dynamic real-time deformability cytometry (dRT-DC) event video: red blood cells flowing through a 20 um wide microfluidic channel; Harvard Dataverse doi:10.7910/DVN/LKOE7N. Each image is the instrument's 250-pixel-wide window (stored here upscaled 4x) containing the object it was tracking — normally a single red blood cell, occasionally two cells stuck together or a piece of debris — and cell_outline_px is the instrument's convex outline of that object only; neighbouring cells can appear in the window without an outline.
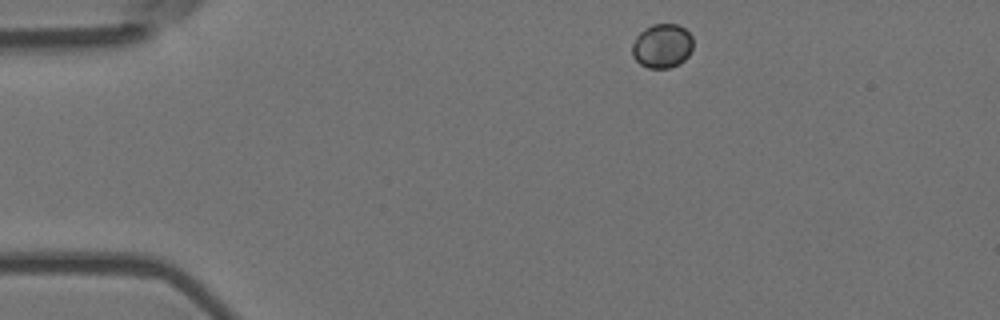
{"species": "Egyptian fruit bat (a non-hibernating species)", "species_latin": "Rousettus aegyptiacus", "temperature_condition": "room temperature", "stored_images_in_passage": 2, "camera_frame_rate_fps": 3000, "um_per_image_px": 0.085, "animal": {"sex": "female"}, "frame": {"image": 1, "passage_image": 1, "time_ms": 0.0, "image_size_px": [1000, 320], "cell_outline_px": [[692, 48], [688, 56], [680, 64], [668, 68], [648, 68], [640, 64], [632, 56], [632, 44], [636, 36], [644, 28], [652, 24], [676, 24], [684, 28], [692, 36]], "centroid_in_image_um": [56.27, 3.9], "position_along_channel_um": 28.7, "area_um2": 15.78}}